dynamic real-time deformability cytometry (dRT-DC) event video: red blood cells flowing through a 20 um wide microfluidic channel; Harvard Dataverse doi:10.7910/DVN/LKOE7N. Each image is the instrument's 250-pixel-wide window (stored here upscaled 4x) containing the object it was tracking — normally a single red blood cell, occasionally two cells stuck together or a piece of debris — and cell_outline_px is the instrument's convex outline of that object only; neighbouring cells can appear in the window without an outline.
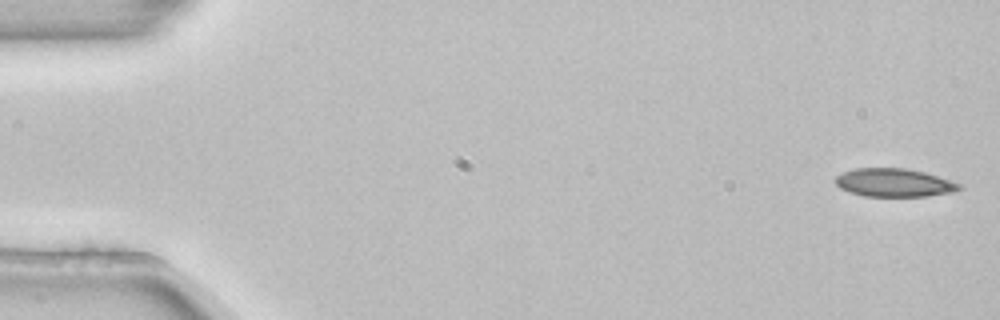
{"species": "common noctule bat (a hibernating species)", "species_latin": "Nyctalus noctula", "temperature_condition": "room temperature", "stored_images_in_passage": 4, "camera_frame_rate_fps": 3000, "um_per_image_px": 0.085, "animal": {"sex": "female", "body_mass_g": 22.7, "forearm_length_mm": 54.2}, "frame": {"image": 1, "passage_image": 1, "time_ms": 0.0, "image_size_px": [1000, 320], "cell_outline_px": [[964, 188], [956, 192], [928, 196], [864, 196], [840, 188], [832, 180], [836, 176], [844, 172], [856, 168], [904, 168], [924, 172], [960, 184]], "centroid_in_image_um": [76.0, 15.53], "position_along_channel_um": 9.0, "area_um2": 20.35}}
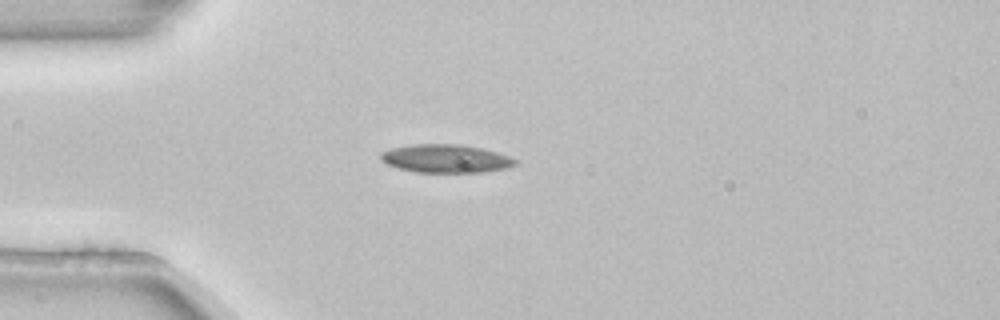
{"frame": {"image": 2, "passage_image": 4, "time_ms": 1.0, "image_size_px": [1000, 320], "cell_outline_px": [[516, 164], [508, 168], [484, 172], [416, 172], [396, 168], [380, 160], [380, 152], [392, 148], [412, 144], [460, 144], [480, 148], [496, 152], [508, 156], [516, 160]], "centroid_in_image_um": [37.86, 13.48], "position_along_channel_um": 47.1, "area_um2": 22.14}}